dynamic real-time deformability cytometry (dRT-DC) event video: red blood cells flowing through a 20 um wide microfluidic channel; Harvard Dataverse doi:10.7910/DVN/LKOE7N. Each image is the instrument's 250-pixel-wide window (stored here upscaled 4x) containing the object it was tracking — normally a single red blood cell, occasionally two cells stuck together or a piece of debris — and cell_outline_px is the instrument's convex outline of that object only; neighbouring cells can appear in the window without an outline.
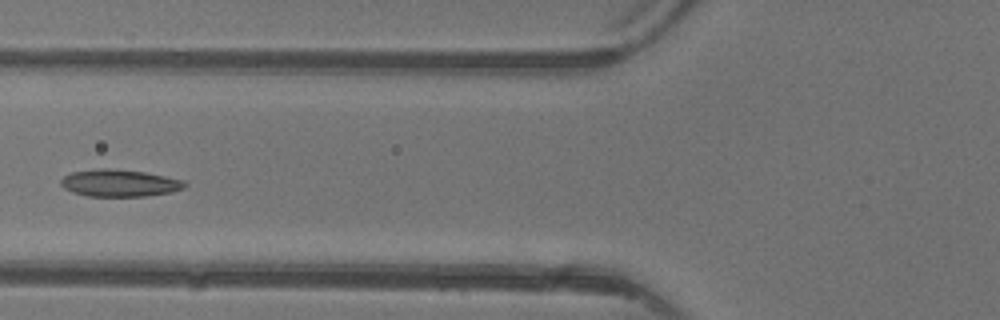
{"species": "common noctule bat (a hibernating species)", "species_latin": "Nyctalus noctula", "temperature_condition": "warm", "stored_images_in_passage": 6, "camera_frame_rate_fps": 3000, "um_per_image_px": 0.085, "animal": {"sex": "female"}, "frame": {"image": 1, "passage_image": 5, "time_ms": 5.667, "image_size_px": [1000, 320], "cell_outline_px": [[188, 184], [184, 188], [172, 192], [144, 196], [88, 196], [72, 192], [64, 188], [60, 184], [60, 180], [64, 176], [72, 172], [104, 168], [108, 168], [144, 172], [184, 180]], "centroid_in_image_um": [10.16, 15.56], "position_along_channel_um": 115.6, "area_um2": 19.48}}
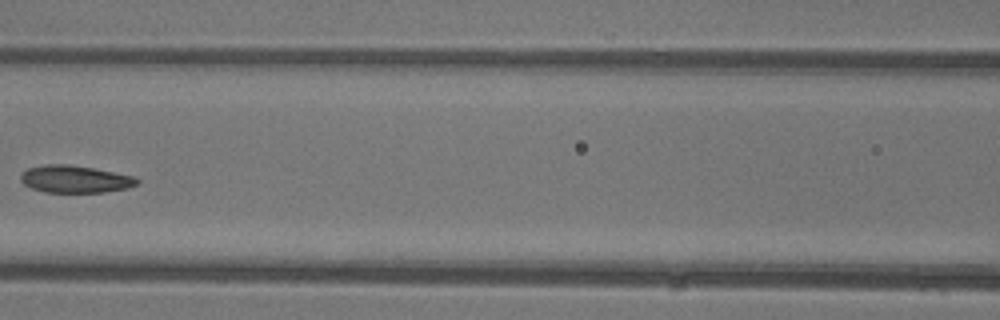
{"frame": {"image": 2, "passage_image": 6, "time_ms": 6.667, "image_size_px": [1000, 320], "cell_outline_px": [[140, 180], [136, 184], [128, 188], [104, 192], [44, 192], [32, 188], [24, 184], [20, 180], [20, 176], [28, 168], [44, 164], [68, 164], [92, 168], [132, 176]], "centroid_in_image_um": [6.35, 15.22], "position_along_channel_um": 160.3, "area_um2": 18.32}}